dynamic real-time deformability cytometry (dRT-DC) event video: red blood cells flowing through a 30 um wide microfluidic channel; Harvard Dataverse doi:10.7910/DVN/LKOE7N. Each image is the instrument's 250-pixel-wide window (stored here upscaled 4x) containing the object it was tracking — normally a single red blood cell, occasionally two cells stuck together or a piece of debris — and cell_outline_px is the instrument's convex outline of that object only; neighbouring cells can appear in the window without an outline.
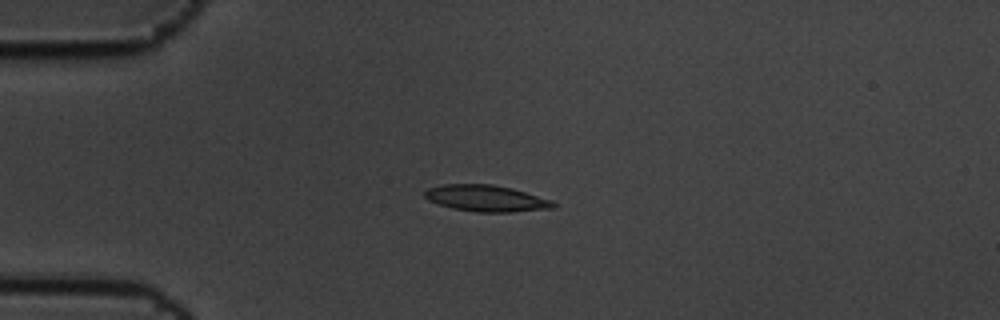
{"species": "common noctule bat (a hibernating species)", "species_latin": "Nyctalus noctula", "temperature_condition": "cold", "stored_images_in_passage": 6, "camera_frame_rate_fps": 3000, "um_per_image_px": 0.085, "animal": {"sex": "male", "body_mass_g": 19.5, "forearm_length_mm": 54.6}, "frame": {"image": 1, "passage_image": 5, "time_ms": 1.333, "image_size_px": [1000, 320], "cell_outline_px": [[560, 204], [556, 208], [512, 212], [476, 212], [452, 208], [428, 200], [424, 196], [424, 192], [428, 188], [444, 184], [492, 184], [512, 188], [552, 200]], "centroid_in_image_um": [41.38, 16.86], "position_along_channel_um": 43.6, "area_um2": 19.94}}